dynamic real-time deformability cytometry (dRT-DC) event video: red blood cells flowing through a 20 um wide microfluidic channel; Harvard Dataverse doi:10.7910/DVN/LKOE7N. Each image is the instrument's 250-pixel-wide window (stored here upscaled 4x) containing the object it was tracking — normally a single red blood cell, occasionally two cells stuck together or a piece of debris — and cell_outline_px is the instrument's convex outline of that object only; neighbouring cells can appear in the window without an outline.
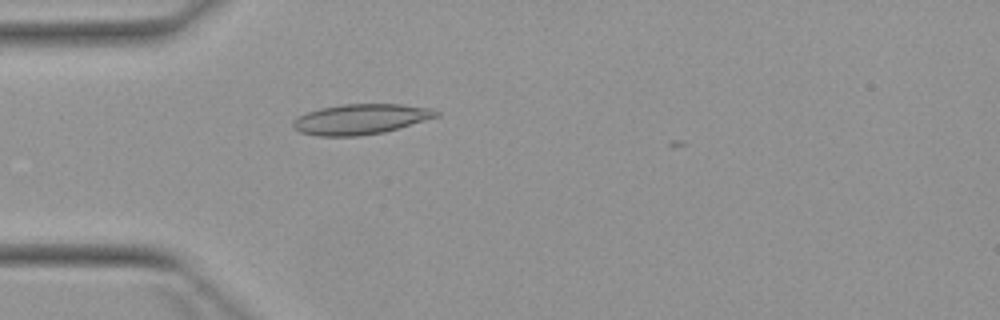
{"species": "Egyptian fruit bat (a non-hibernating species)", "species_latin": "Rousettus aegyptiacus", "temperature_condition": "warm", "stored_images_in_passage": 3, "camera_frame_rate_fps": 3000, "um_per_image_px": 0.085, "animal": {"sex": "female"}, "frame": {"image": 1, "passage_image": 3, "time_ms": 2.667, "image_size_px": [1000, 320], "cell_outline_px": [[440, 116], [384, 132], [360, 136], [316, 136], [300, 132], [292, 124], [292, 120], [308, 112], [320, 108], [344, 104], [400, 104], [432, 108], [440, 112]], "centroid_in_image_um": [30.68, 10.13], "position_along_channel_um": 54.3, "area_um2": 25.26}}